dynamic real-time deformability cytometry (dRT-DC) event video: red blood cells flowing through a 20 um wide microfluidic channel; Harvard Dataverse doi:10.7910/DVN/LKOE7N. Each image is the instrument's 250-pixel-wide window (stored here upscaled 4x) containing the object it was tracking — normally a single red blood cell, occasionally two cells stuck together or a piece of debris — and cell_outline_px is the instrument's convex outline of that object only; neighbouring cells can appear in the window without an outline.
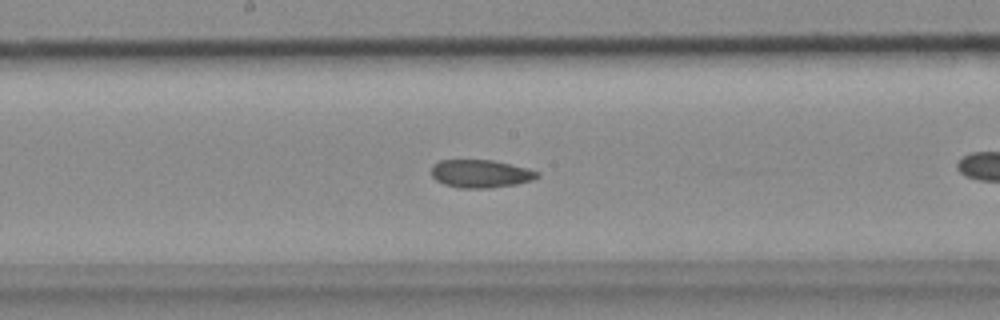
{"species": "common noctule bat (a hibernating species)", "species_latin": "Nyctalus noctula", "temperature_condition": "cold", "stored_images_in_passage": 20, "camera_frame_rate_fps": 3000, "um_per_image_px": 0.085, "animal": {"sex": "female", "body_mass_g": 18.4}, "frame": {"image": 1, "passage_image": 15, "time_ms": 4.667, "image_size_px": [1000, 320], "cell_outline_px": [[540, 176], [532, 180], [516, 184], [488, 188], [460, 188], [444, 184], [436, 180], [432, 176], [432, 164], [440, 160], [492, 160], [528, 168], [540, 172]], "centroid_in_image_um": [40.86, 14.76], "position_along_channel_um": 207.3, "area_um2": 17.28}}